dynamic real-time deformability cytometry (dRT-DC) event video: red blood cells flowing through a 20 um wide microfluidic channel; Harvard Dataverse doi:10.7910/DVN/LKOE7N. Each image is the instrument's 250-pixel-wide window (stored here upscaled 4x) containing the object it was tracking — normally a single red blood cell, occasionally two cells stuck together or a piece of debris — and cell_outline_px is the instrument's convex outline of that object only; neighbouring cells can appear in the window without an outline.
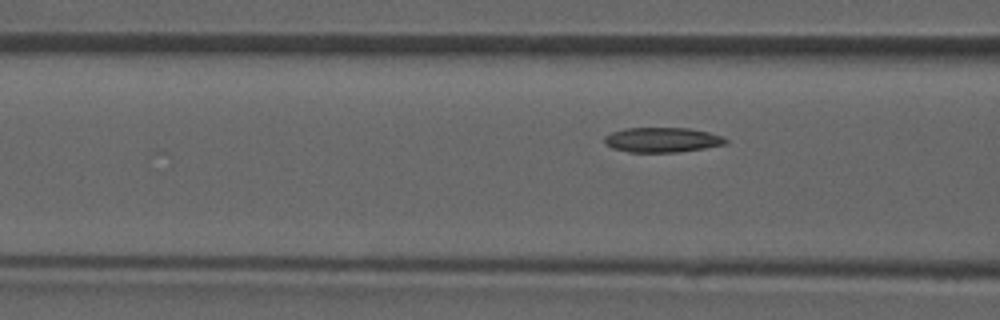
{"species": "common noctule bat (a hibernating species)", "species_latin": "Nyctalus noctula", "temperature_condition": "room temperature", "stored_images_in_passage": 7, "camera_frame_rate_fps": 3000, "um_per_image_px": 0.085, "animal": {"sex": "male", "forearm_length_mm": 52.5}, "frame": {"image": 1, "passage_image": 7, "time_ms": 7.333, "image_size_px": [1000, 320], "cell_outline_px": [[728, 140], [724, 144], [704, 148], [680, 152], [628, 152], [612, 148], [604, 144], [604, 136], [612, 132], [624, 128], [688, 128], [708, 132], [720, 136]], "centroid_in_image_um": [56.23, 11.89], "position_along_channel_um": 110.4, "area_um2": 17.51}}